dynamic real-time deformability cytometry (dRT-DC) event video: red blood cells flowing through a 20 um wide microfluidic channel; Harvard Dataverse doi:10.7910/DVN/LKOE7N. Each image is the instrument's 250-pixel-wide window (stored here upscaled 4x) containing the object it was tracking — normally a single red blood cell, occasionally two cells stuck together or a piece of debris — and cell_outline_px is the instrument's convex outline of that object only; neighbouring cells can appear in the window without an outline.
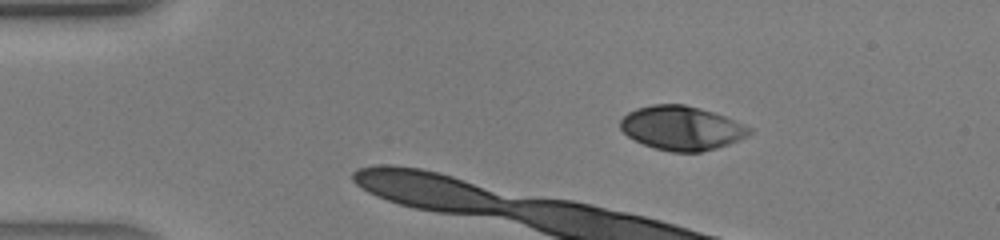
{"species": "human", "species_latin": "Homo sapiens", "temperature_condition": "warm", "stored_images_in_passage": 8, "camera_frame_rate_fps": 3000, "um_per_image_px": 0.085, "donor": {"sex": "male"}, "frame": {"image": 1, "passage_image": 1, "time_ms": 0.0, "image_size_px": [1000, 240], "cell_outline_px": [[752, 132], [748, 136], [740, 140], [716, 148], [700, 152], [672, 152], [656, 148], [644, 144], [628, 136], [620, 128], [620, 120], [628, 112], [636, 108], [652, 104], [684, 104], [700, 108], [724, 116], [752, 128]], "centroid_in_image_um": [57.94, 10.88], "position_along_channel_um": 27.1, "area_um2": 33.0}}
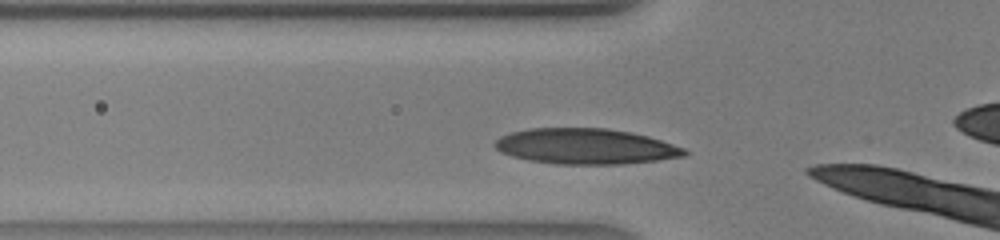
{"frame": {"image": 2, "passage_image": 4, "time_ms": 1.0, "image_size_px": [1000, 240], "cell_outline_px": [[688, 152], [684, 156], [656, 160], [624, 164], [556, 164], [528, 160], [512, 156], [500, 152], [492, 144], [500, 136], [512, 132], [532, 128], [604, 128], [628, 132], [648, 136], [684, 148]], "centroid_in_image_um": [49.73, 12.44], "position_along_channel_um": 76.1, "area_um2": 39.13}}